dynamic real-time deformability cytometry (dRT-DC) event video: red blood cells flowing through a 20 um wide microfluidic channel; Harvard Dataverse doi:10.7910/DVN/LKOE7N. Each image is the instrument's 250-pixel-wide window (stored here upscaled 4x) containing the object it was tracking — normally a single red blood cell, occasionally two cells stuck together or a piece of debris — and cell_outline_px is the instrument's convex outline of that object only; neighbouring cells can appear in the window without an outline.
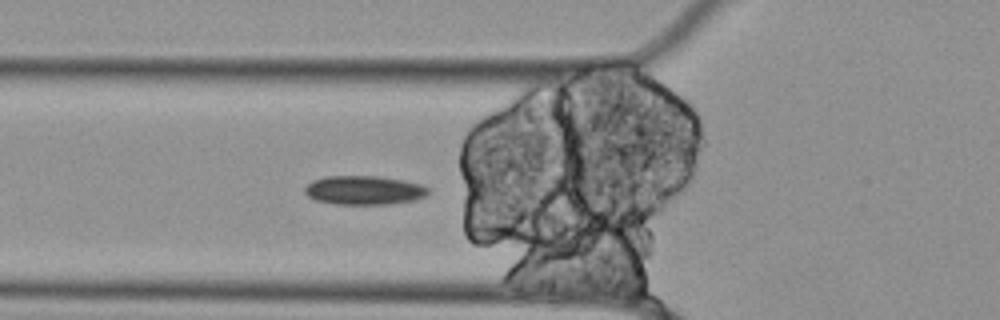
{"species": "Egyptian fruit bat (a non-hibernating species)", "species_latin": "Rousettus aegyptiacus", "temperature_condition": "cold", "stored_images_in_passage": 36, "camera_frame_rate_fps": 3000, "um_per_image_px": 0.085, "animal": {"sex": "female"}, "frame": {"image": 1, "passage_image": 3, "time_ms": 0.667, "image_size_px": [1000, 320], "cell_outline_px": [[428, 192], [424, 196], [416, 200], [392, 204], [336, 204], [316, 200], [308, 196], [304, 192], [304, 188], [312, 180], [328, 176], [376, 176], [404, 180], [420, 184], [428, 188]], "centroid_in_image_um": [30.94, 16.17], "position_along_channel_um": 94.9, "area_um2": 20.81}}
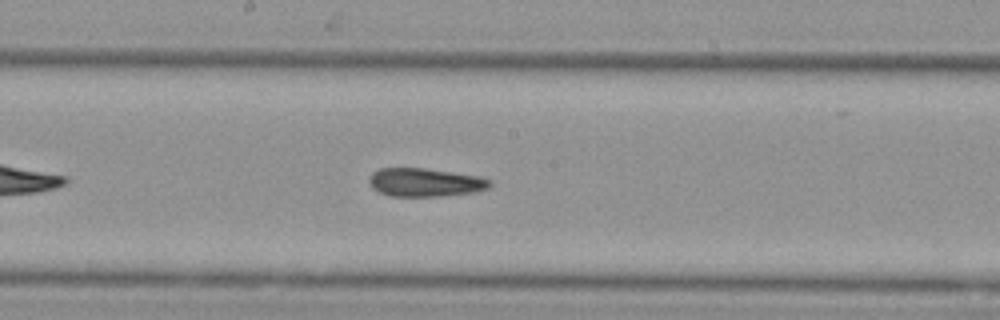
{"frame": {"image": 2, "passage_image": 13, "time_ms": 4.0, "image_size_px": [1000, 320], "cell_outline_px": [[492, 184], [488, 188], [476, 192], [440, 196], [388, 196], [372, 188], [368, 180], [368, 176], [372, 172], [380, 168], [424, 168], [476, 176], [492, 180]], "centroid_in_image_um": [36.1, 15.5], "position_along_channel_um": 212.1, "area_um2": 20.0}}
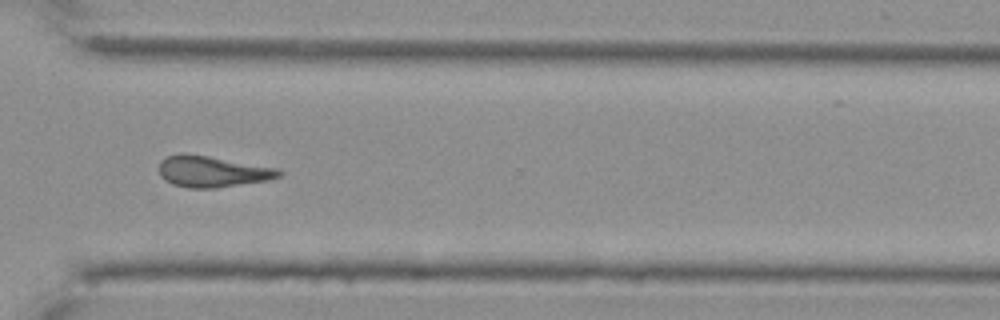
{"frame": {"image": 3, "passage_image": 25, "time_ms": 8.0, "image_size_px": [1000, 320], "cell_outline_px": [[284, 176], [268, 180], [216, 188], [188, 188], [172, 184], [164, 180], [160, 176], [160, 160], [168, 156], [180, 152], [184, 152], [280, 168], [284, 172]], "centroid_in_image_um": [18.08, 14.57], "position_along_channel_um": 352.5, "area_um2": 22.14}}